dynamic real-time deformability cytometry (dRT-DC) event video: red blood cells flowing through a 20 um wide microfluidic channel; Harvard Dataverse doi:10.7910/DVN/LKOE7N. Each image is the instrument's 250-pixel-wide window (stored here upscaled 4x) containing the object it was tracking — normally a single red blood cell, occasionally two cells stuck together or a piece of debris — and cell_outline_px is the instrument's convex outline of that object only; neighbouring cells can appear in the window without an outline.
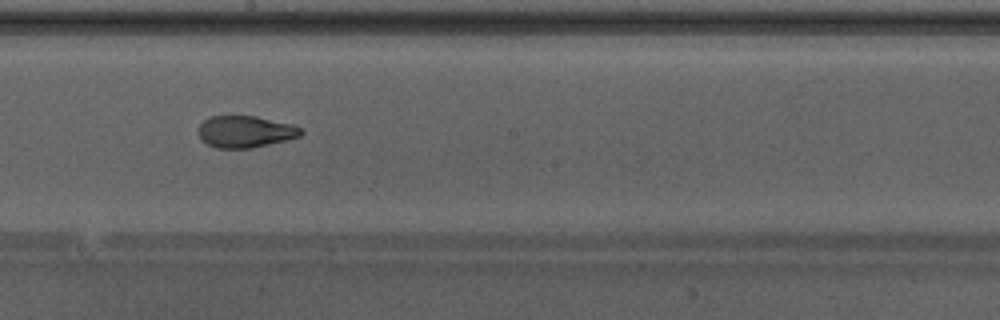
{"species": "Egyptian fruit bat (a non-hibernating species)", "species_latin": "Rousettus aegyptiacus", "temperature_condition": "warm", "stored_images_in_passage": 37, "camera_frame_rate_fps": 3000, "um_per_image_px": 0.085, "animal": {"sex": "male"}, "frame": {"image": 1, "passage_image": 16, "time_ms": 5.0, "image_size_px": [1000, 320], "cell_outline_px": [[304, 132], [300, 136], [288, 140], [252, 148], [216, 148], [200, 140], [200, 124], [204, 120], [212, 116], [256, 116], [292, 124], [300, 128]], "centroid_in_image_um": [20.88, 11.2], "position_along_channel_um": 227.3, "area_um2": 18.96}, "authors_computed_cell_mechanics": {"area_um2": 20.1144, "velocity_mm_per_s": 4.2871, "shape_relaxation_time_tau1_ms": 6.1596, "shape_relaxation_time_tau2_ms": 1.1601, "deformation_change_tau1": 0.2109, "deformation_change_tau2": 0.0692}}